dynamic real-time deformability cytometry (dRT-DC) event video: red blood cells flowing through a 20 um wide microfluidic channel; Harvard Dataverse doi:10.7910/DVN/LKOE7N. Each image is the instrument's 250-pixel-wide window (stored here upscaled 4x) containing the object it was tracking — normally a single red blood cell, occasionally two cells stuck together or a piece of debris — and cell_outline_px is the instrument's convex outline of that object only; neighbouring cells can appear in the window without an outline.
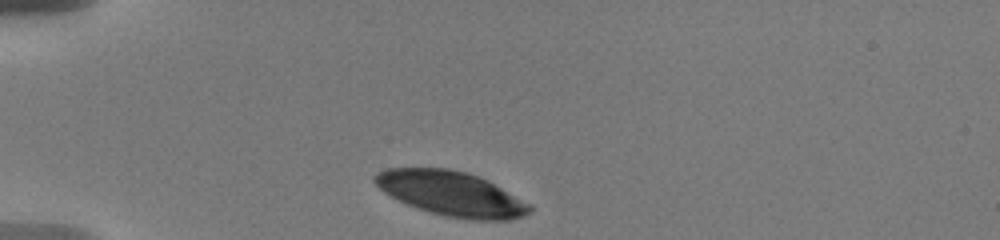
{"species": "human", "species_latin": "Homo sapiens", "temperature_condition": "warm", "stored_images_in_passage": 24, "camera_frame_rate_fps": 3000, "um_per_image_px": 0.085, "donor": {"sex": "male"}, "frame": {"image": 1, "passage_image": 1, "time_ms": 0.0, "image_size_px": [1000, 240], "cell_outline_px": [[532, 212], [508, 220], [472, 220], [444, 216], [408, 204], [384, 192], [372, 180], [372, 176], [376, 172], [388, 168], [448, 168], [468, 172], [532, 204]], "centroid_in_image_um": [38.34, 16.45], "position_along_channel_um": 46.7, "area_um2": 39.77}}
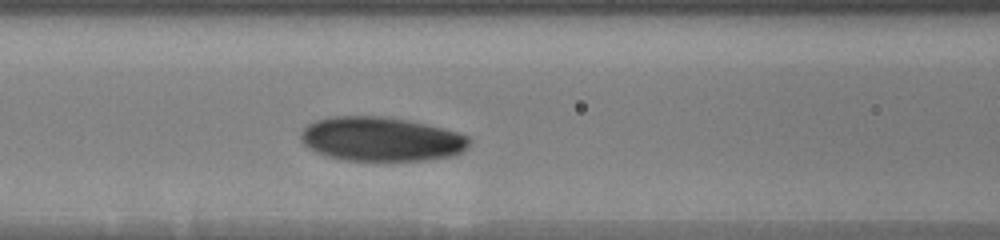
{"frame": {"image": 2, "passage_image": 16, "time_ms": 3.333, "image_size_px": [1000, 240], "cell_outline_px": [[468, 144], [460, 152], [452, 156], [428, 160], [344, 160], [328, 156], [316, 152], [308, 148], [300, 140], [300, 132], [308, 124], [316, 120], [332, 116], [384, 116], [408, 120], [456, 132], [468, 136]], "centroid_in_image_um": [32.33, 11.82], "position_along_channel_um": 134.3, "area_um2": 43.12}}
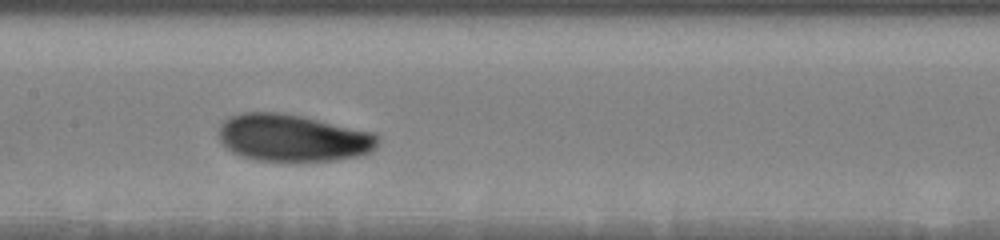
{"frame": {"image": 3, "passage_image": 23, "time_ms": 4.667, "image_size_px": [1000, 240], "cell_outline_px": [[380, 140], [376, 148], [372, 152], [360, 156], [336, 160], [256, 160], [240, 156], [232, 152], [220, 140], [220, 124], [228, 116], [244, 112], [284, 112], [304, 116], [376, 132], [380, 136]], "centroid_in_image_um": [24.96, 11.7], "position_along_channel_um": 182.4, "area_um2": 44.22}}